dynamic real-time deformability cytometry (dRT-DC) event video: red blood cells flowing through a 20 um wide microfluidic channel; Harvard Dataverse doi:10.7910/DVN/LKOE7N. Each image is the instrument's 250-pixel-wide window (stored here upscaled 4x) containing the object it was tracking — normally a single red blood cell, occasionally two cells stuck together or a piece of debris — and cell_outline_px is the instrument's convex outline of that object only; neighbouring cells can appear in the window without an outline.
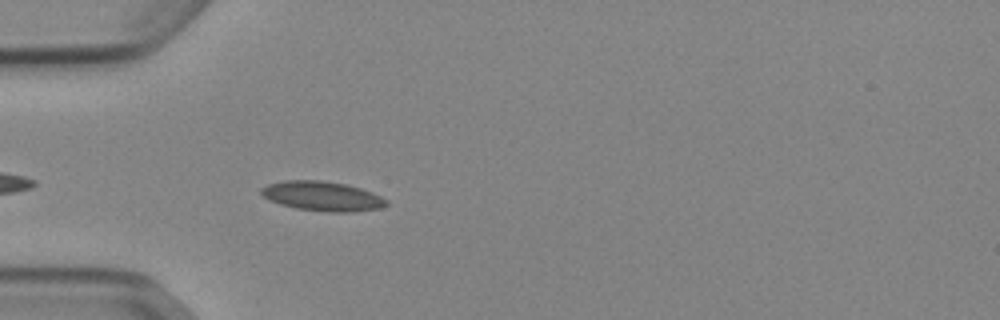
{"species": "Egyptian fruit bat (a non-hibernating species)", "species_latin": "Rousettus aegyptiacus", "temperature_condition": "cold", "stored_images_in_passage": 11, "camera_frame_rate_fps": 3000, "um_per_image_px": 0.085, "animal": {"sex": "female"}, "frame": {"image": 1, "passage_image": 4, "time_ms": 1.0, "image_size_px": [1000, 320], "cell_outline_px": [[388, 204], [380, 208], [352, 212], [328, 212], [296, 208], [280, 204], [264, 196], [260, 192], [260, 188], [268, 184], [284, 180], [320, 180], [344, 184], [360, 188], [372, 192], [388, 200]], "centroid_in_image_um": [27.41, 16.67], "position_along_channel_um": 57.6, "area_um2": 21.44}}
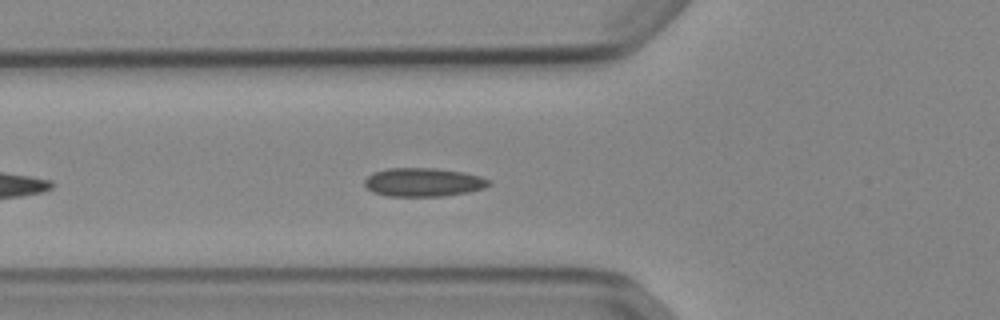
{"frame": {"image": 2, "passage_image": 7, "time_ms": 2.0, "image_size_px": [1000, 320], "cell_outline_px": [[492, 184], [484, 188], [468, 192], [440, 196], [388, 196], [372, 192], [364, 184], [364, 180], [372, 172], [388, 168], [436, 168], [464, 172], [480, 176], [492, 180]], "centroid_in_image_um": [36.0, 15.48], "position_along_channel_um": 89.8, "area_um2": 20.87}}